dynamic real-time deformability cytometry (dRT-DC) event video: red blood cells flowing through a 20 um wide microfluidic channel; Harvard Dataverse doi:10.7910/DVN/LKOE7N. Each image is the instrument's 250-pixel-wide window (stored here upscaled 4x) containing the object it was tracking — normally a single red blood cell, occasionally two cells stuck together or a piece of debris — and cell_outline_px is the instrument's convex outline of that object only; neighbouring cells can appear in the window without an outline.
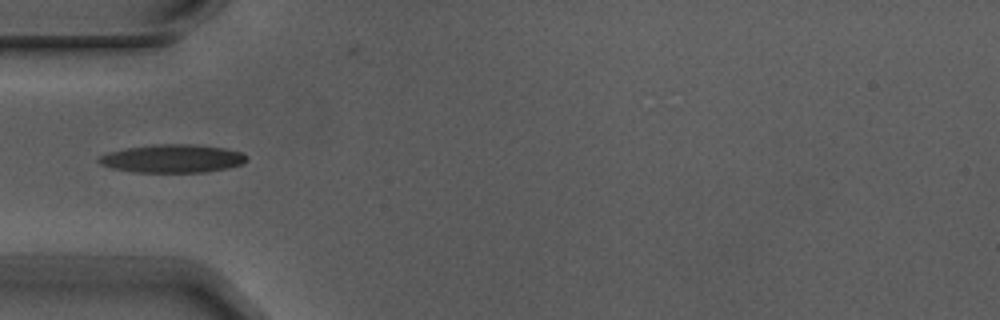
{"species": "Egyptian fruit bat (a non-hibernating species)", "species_latin": "Rousettus aegyptiacus", "temperature_condition": "warm", "stored_images_in_passage": 8, "camera_frame_rate_fps": 3000, "um_per_image_px": 0.085, "animal": {"sex": "male"}, "frame": {"image": 1, "passage_image": 5, "time_ms": 1.333, "image_size_px": [1000, 320], "cell_outline_px": [[248, 160], [244, 164], [228, 168], [204, 172], [132, 172], [112, 168], [100, 164], [96, 160], [100, 156], [108, 152], [128, 148], [160, 144], [188, 144], [224, 148], [240, 152], [248, 156]], "centroid_in_image_um": [14.68, 13.49], "position_along_channel_um": 70.3, "area_um2": 24.22}}
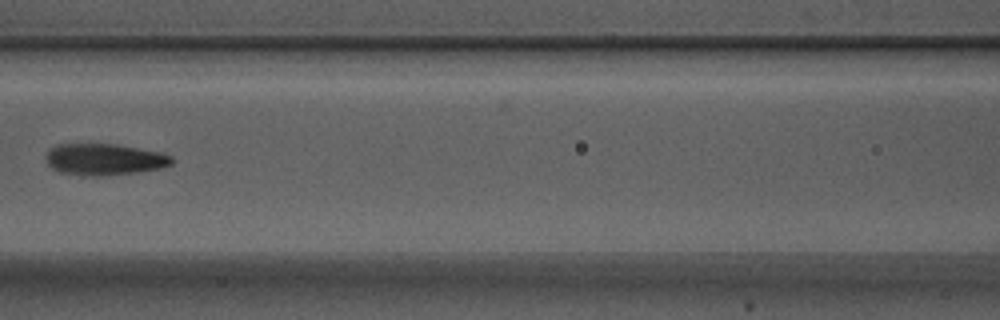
{"frame": {"image": 2, "passage_image": 7, "time_ms": 2.0, "image_size_px": [1000, 320], "cell_outline_px": [[176, 160], [172, 164], [160, 168], [136, 172], [100, 176], [84, 176], [60, 172], [52, 168], [48, 164], [48, 148], [56, 144], [116, 144], [160, 152], [172, 156]], "centroid_in_image_um": [8.89, 13.54], "position_along_channel_um": 157.7, "area_um2": 23.12}}
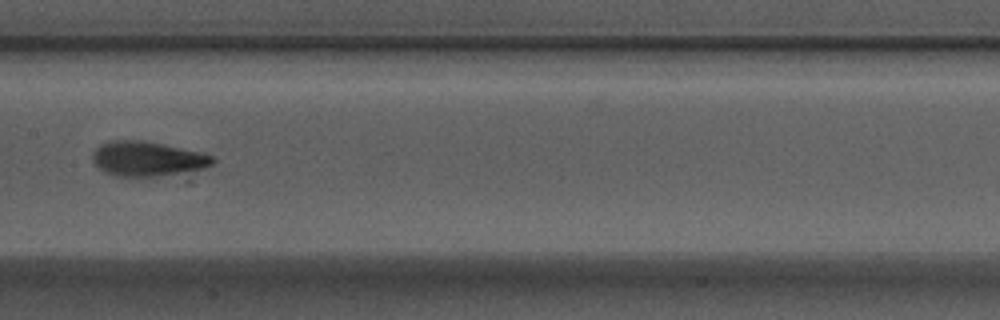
{"frame": {"image": 3, "passage_image": 8, "time_ms": 2.333, "image_size_px": [1000, 320], "cell_outline_px": [[216, 160], [212, 164], [204, 168], [156, 176], [112, 176], [104, 172], [92, 160], [92, 152], [100, 144], [108, 140], [144, 140], [164, 144], [200, 152], [212, 156]], "centroid_in_image_um": [12.48, 13.48], "position_along_channel_um": 194.9, "area_um2": 24.22}}